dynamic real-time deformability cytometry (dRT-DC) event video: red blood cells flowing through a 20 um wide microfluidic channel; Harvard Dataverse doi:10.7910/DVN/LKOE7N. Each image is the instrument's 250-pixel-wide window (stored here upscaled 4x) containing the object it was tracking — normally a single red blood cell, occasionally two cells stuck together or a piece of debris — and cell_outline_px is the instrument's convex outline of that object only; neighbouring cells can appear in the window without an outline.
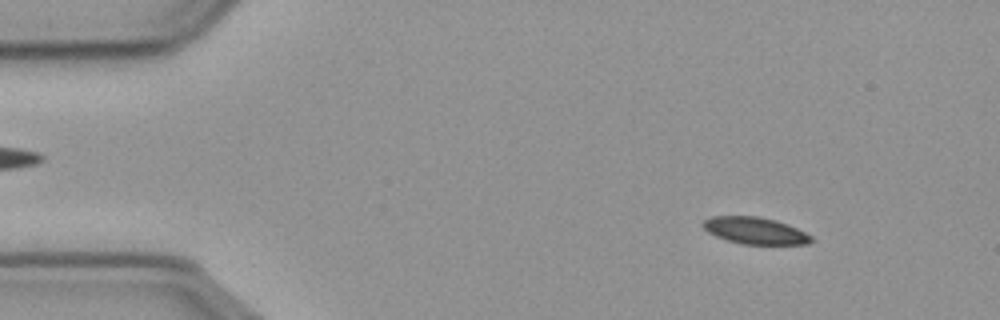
{"species": "common noctule bat (a hibernating species)", "species_latin": "Nyctalus noctula", "temperature_condition": "cold", "stored_images_in_passage": 57, "camera_frame_rate_fps": 3000, "um_per_image_px": 0.085, "animal": {"sex": "male", "body_mass_g": 23.1, "forearm_length_mm": 52.7}, "frame": {"image": 1, "passage_image": 7, "time_ms": 2.0, "image_size_px": [1000, 320], "cell_outline_px": [[812, 240], [808, 244], [744, 244], [728, 240], [716, 236], [708, 232], [704, 228], [704, 220], [712, 216], [756, 216], [776, 220], [788, 224], [812, 236]], "centroid_in_image_um": [64.19, 19.6], "position_along_channel_um": 20.8, "area_um2": 16.7}}
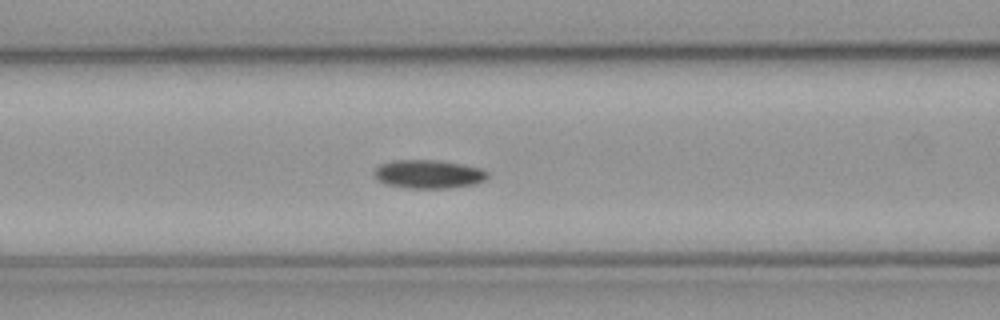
{"frame": {"image": 2, "passage_image": 23, "time_ms": 7.333, "image_size_px": [1000, 320], "cell_outline_px": [[488, 176], [484, 180], [476, 184], [448, 188], [404, 188], [384, 184], [372, 172], [380, 164], [392, 160], [436, 160], [460, 164], [480, 168], [488, 172]], "centroid_in_image_um": [36.4, 14.8], "position_along_channel_um": 130.2, "area_um2": 18.84}}
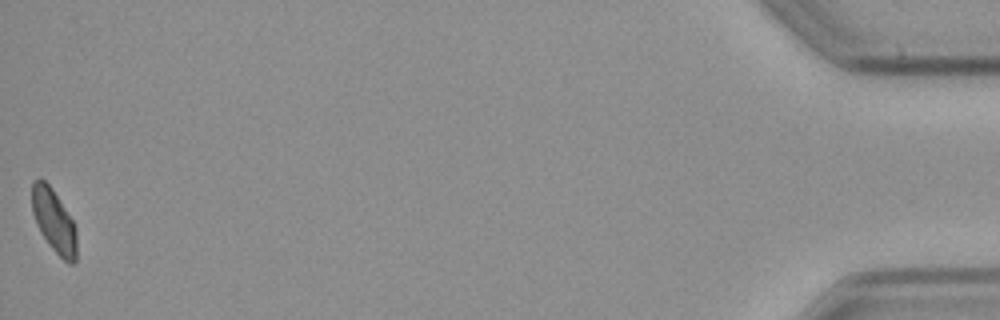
{"frame": {"image": 3, "passage_image": 57, "time_ms": 18.667, "image_size_px": [1000, 320], "cell_outline_px": [[76, 260], [72, 264], [68, 264], [48, 244], [40, 232], [36, 224], [32, 212], [32, 184], [40, 176], [52, 188], [72, 220], [76, 228]], "centroid_in_image_um": [4.57, 18.78], "position_along_channel_um": 430.6, "area_um2": 16.42}, "authors_computed_cell_mechanics": {"area_um2": 17.8602, "velocity_mm_per_s": 3.5932, "shape_relaxation_time_tau1_ms": 5.3385, "shape_relaxation_time_tau2_ms": null, "deformation_change_tau1": 0.112, "deformation_change_tau2": null}}